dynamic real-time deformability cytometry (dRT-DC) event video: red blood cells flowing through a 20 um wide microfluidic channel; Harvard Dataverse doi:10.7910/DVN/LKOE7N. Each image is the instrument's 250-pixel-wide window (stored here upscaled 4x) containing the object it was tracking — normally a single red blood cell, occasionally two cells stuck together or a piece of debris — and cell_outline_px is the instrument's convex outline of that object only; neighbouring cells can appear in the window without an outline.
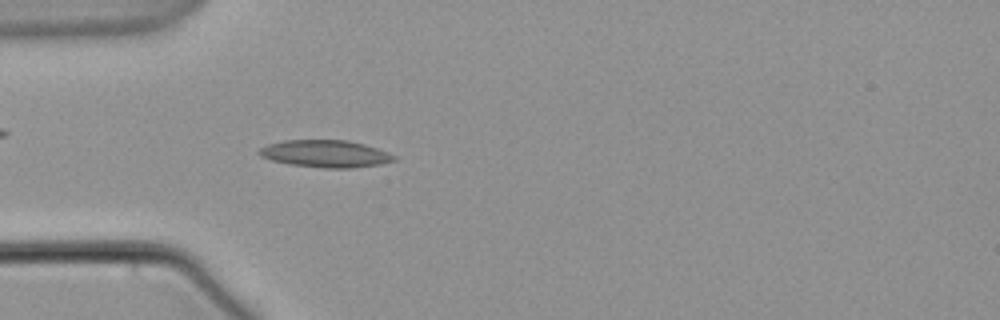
{"species": "common noctule bat (a hibernating species)", "species_latin": "Nyctalus noctula", "temperature_condition": "warm", "stored_images_in_passage": 4, "camera_frame_rate_fps": 3000, "um_per_image_px": 0.085, "animal": {"sex": "male", "body_mass_g": 21.5, "forearm_length_mm": 52.0}, "frame": {"image": 1, "passage_image": 4, "time_ms": 3.667, "image_size_px": [1000, 320], "cell_outline_px": [[396, 160], [380, 164], [352, 168], [324, 168], [288, 164], [272, 160], [260, 156], [256, 152], [260, 148], [268, 144], [284, 140], [348, 140], [364, 144], [388, 152], [396, 156]], "centroid_in_image_um": [27.65, 13.07], "position_along_channel_um": 57.4, "area_um2": 21.44}}